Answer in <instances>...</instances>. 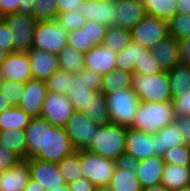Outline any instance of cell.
Masks as SVG:
<instances>
[{
    "instance_id": "681fc988",
    "label": "cell",
    "mask_w": 190,
    "mask_h": 191,
    "mask_svg": "<svg viewBox=\"0 0 190 191\" xmlns=\"http://www.w3.org/2000/svg\"><path fill=\"white\" fill-rule=\"evenodd\" d=\"M21 159L0 144V172L14 167Z\"/></svg>"
},
{
    "instance_id": "db71d44e",
    "label": "cell",
    "mask_w": 190,
    "mask_h": 191,
    "mask_svg": "<svg viewBox=\"0 0 190 191\" xmlns=\"http://www.w3.org/2000/svg\"><path fill=\"white\" fill-rule=\"evenodd\" d=\"M70 191H96L97 187L87 178L82 177L68 184Z\"/></svg>"
},
{
    "instance_id": "3957f363",
    "label": "cell",
    "mask_w": 190,
    "mask_h": 191,
    "mask_svg": "<svg viewBox=\"0 0 190 191\" xmlns=\"http://www.w3.org/2000/svg\"><path fill=\"white\" fill-rule=\"evenodd\" d=\"M127 127L109 123L95 125L93 144L88 149L90 152L116 160L126 149Z\"/></svg>"
},
{
    "instance_id": "91938a15",
    "label": "cell",
    "mask_w": 190,
    "mask_h": 191,
    "mask_svg": "<svg viewBox=\"0 0 190 191\" xmlns=\"http://www.w3.org/2000/svg\"><path fill=\"white\" fill-rule=\"evenodd\" d=\"M143 191H169L165 186L162 184L156 185V186H151L143 189Z\"/></svg>"
},
{
    "instance_id": "44dd1931",
    "label": "cell",
    "mask_w": 190,
    "mask_h": 191,
    "mask_svg": "<svg viewBox=\"0 0 190 191\" xmlns=\"http://www.w3.org/2000/svg\"><path fill=\"white\" fill-rule=\"evenodd\" d=\"M117 6V26L132 29L146 15L142 0H115Z\"/></svg>"
},
{
    "instance_id": "7bdbcfd3",
    "label": "cell",
    "mask_w": 190,
    "mask_h": 191,
    "mask_svg": "<svg viewBox=\"0 0 190 191\" xmlns=\"http://www.w3.org/2000/svg\"><path fill=\"white\" fill-rule=\"evenodd\" d=\"M163 71L164 70L162 66L151 54L150 50H148L145 54H143L139 63H136L134 68V73L146 74V75L158 74Z\"/></svg>"
},
{
    "instance_id": "60d3db41",
    "label": "cell",
    "mask_w": 190,
    "mask_h": 191,
    "mask_svg": "<svg viewBox=\"0 0 190 191\" xmlns=\"http://www.w3.org/2000/svg\"><path fill=\"white\" fill-rule=\"evenodd\" d=\"M165 163L175 165H190V147L186 144L172 147L162 156Z\"/></svg>"
},
{
    "instance_id": "7a4b0ae2",
    "label": "cell",
    "mask_w": 190,
    "mask_h": 191,
    "mask_svg": "<svg viewBox=\"0 0 190 191\" xmlns=\"http://www.w3.org/2000/svg\"><path fill=\"white\" fill-rule=\"evenodd\" d=\"M176 121L174 105L167 102H140L130 127L155 135L165 126Z\"/></svg>"
},
{
    "instance_id": "9c48e42d",
    "label": "cell",
    "mask_w": 190,
    "mask_h": 191,
    "mask_svg": "<svg viewBox=\"0 0 190 191\" xmlns=\"http://www.w3.org/2000/svg\"><path fill=\"white\" fill-rule=\"evenodd\" d=\"M4 20L13 32L15 52L27 53L33 47V36L38 20L22 13L5 15Z\"/></svg>"
},
{
    "instance_id": "1f68e13d",
    "label": "cell",
    "mask_w": 190,
    "mask_h": 191,
    "mask_svg": "<svg viewBox=\"0 0 190 191\" xmlns=\"http://www.w3.org/2000/svg\"><path fill=\"white\" fill-rule=\"evenodd\" d=\"M147 15L169 21L178 14L177 0H142Z\"/></svg>"
},
{
    "instance_id": "5b68a950",
    "label": "cell",
    "mask_w": 190,
    "mask_h": 191,
    "mask_svg": "<svg viewBox=\"0 0 190 191\" xmlns=\"http://www.w3.org/2000/svg\"><path fill=\"white\" fill-rule=\"evenodd\" d=\"M132 90L138 94L140 102L173 100L167 71L152 75L133 73Z\"/></svg>"
},
{
    "instance_id": "816d5d0a",
    "label": "cell",
    "mask_w": 190,
    "mask_h": 191,
    "mask_svg": "<svg viewBox=\"0 0 190 191\" xmlns=\"http://www.w3.org/2000/svg\"><path fill=\"white\" fill-rule=\"evenodd\" d=\"M179 46L180 63L190 66V36L177 40Z\"/></svg>"
},
{
    "instance_id": "c3c4849f",
    "label": "cell",
    "mask_w": 190,
    "mask_h": 191,
    "mask_svg": "<svg viewBox=\"0 0 190 191\" xmlns=\"http://www.w3.org/2000/svg\"><path fill=\"white\" fill-rule=\"evenodd\" d=\"M13 37V32L7 22L5 20L0 22V46L8 53L15 52Z\"/></svg>"
},
{
    "instance_id": "5bb4252c",
    "label": "cell",
    "mask_w": 190,
    "mask_h": 191,
    "mask_svg": "<svg viewBox=\"0 0 190 191\" xmlns=\"http://www.w3.org/2000/svg\"><path fill=\"white\" fill-rule=\"evenodd\" d=\"M47 93L46 81L29 80L25 83L24 95L17 106L22 108L32 118L40 117Z\"/></svg>"
},
{
    "instance_id": "f6af8a7d",
    "label": "cell",
    "mask_w": 190,
    "mask_h": 191,
    "mask_svg": "<svg viewBox=\"0 0 190 191\" xmlns=\"http://www.w3.org/2000/svg\"><path fill=\"white\" fill-rule=\"evenodd\" d=\"M89 36V43H91V49L97 45H103L106 35L107 27L103 24L88 20V22L82 27Z\"/></svg>"
},
{
    "instance_id": "f5cc1de1",
    "label": "cell",
    "mask_w": 190,
    "mask_h": 191,
    "mask_svg": "<svg viewBox=\"0 0 190 191\" xmlns=\"http://www.w3.org/2000/svg\"><path fill=\"white\" fill-rule=\"evenodd\" d=\"M85 0H57L58 3V14L65 12H75V10H80L82 3Z\"/></svg>"
},
{
    "instance_id": "484cf974",
    "label": "cell",
    "mask_w": 190,
    "mask_h": 191,
    "mask_svg": "<svg viewBox=\"0 0 190 191\" xmlns=\"http://www.w3.org/2000/svg\"><path fill=\"white\" fill-rule=\"evenodd\" d=\"M0 144L13 152L21 160L27 159V140L24 129L0 130Z\"/></svg>"
},
{
    "instance_id": "2e32d148",
    "label": "cell",
    "mask_w": 190,
    "mask_h": 191,
    "mask_svg": "<svg viewBox=\"0 0 190 191\" xmlns=\"http://www.w3.org/2000/svg\"><path fill=\"white\" fill-rule=\"evenodd\" d=\"M155 135L127 127L125 152L131 154L137 160H145L156 155Z\"/></svg>"
},
{
    "instance_id": "7dc6e473",
    "label": "cell",
    "mask_w": 190,
    "mask_h": 191,
    "mask_svg": "<svg viewBox=\"0 0 190 191\" xmlns=\"http://www.w3.org/2000/svg\"><path fill=\"white\" fill-rule=\"evenodd\" d=\"M176 118H190V89L173 100Z\"/></svg>"
},
{
    "instance_id": "d4e9b609",
    "label": "cell",
    "mask_w": 190,
    "mask_h": 191,
    "mask_svg": "<svg viewBox=\"0 0 190 191\" xmlns=\"http://www.w3.org/2000/svg\"><path fill=\"white\" fill-rule=\"evenodd\" d=\"M180 132L176 121L159 130L155 134L156 155L163 156L166 150L184 145L185 141Z\"/></svg>"
},
{
    "instance_id": "e7e4bbea",
    "label": "cell",
    "mask_w": 190,
    "mask_h": 191,
    "mask_svg": "<svg viewBox=\"0 0 190 191\" xmlns=\"http://www.w3.org/2000/svg\"><path fill=\"white\" fill-rule=\"evenodd\" d=\"M96 191H112L109 187H98Z\"/></svg>"
},
{
    "instance_id": "8992f818",
    "label": "cell",
    "mask_w": 190,
    "mask_h": 191,
    "mask_svg": "<svg viewBox=\"0 0 190 191\" xmlns=\"http://www.w3.org/2000/svg\"><path fill=\"white\" fill-rule=\"evenodd\" d=\"M111 123L130 127L138 110L140 99L132 87L119 90L106 96Z\"/></svg>"
},
{
    "instance_id": "003e7915",
    "label": "cell",
    "mask_w": 190,
    "mask_h": 191,
    "mask_svg": "<svg viewBox=\"0 0 190 191\" xmlns=\"http://www.w3.org/2000/svg\"><path fill=\"white\" fill-rule=\"evenodd\" d=\"M87 1H95V2H107V1H110V0H87Z\"/></svg>"
},
{
    "instance_id": "f35d334b",
    "label": "cell",
    "mask_w": 190,
    "mask_h": 191,
    "mask_svg": "<svg viewBox=\"0 0 190 191\" xmlns=\"http://www.w3.org/2000/svg\"><path fill=\"white\" fill-rule=\"evenodd\" d=\"M57 6V0H36L33 17L38 21L56 20Z\"/></svg>"
},
{
    "instance_id": "ac0fdd59",
    "label": "cell",
    "mask_w": 190,
    "mask_h": 191,
    "mask_svg": "<svg viewBox=\"0 0 190 191\" xmlns=\"http://www.w3.org/2000/svg\"><path fill=\"white\" fill-rule=\"evenodd\" d=\"M88 20L97 21L106 27L117 26L115 0L95 2L85 0L79 10Z\"/></svg>"
},
{
    "instance_id": "7402d4cb",
    "label": "cell",
    "mask_w": 190,
    "mask_h": 191,
    "mask_svg": "<svg viewBox=\"0 0 190 191\" xmlns=\"http://www.w3.org/2000/svg\"><path fill=\"white\" fill-rule=\"evenodd\" d=\"M165 164L163 157L158 155L139 161L135 173L143 189L161 184Z\"/></svg>"
},
{
    "instance_id": "6125c7cd",
    "label": "cell",
    "mask_w": 190,
    "mask_h": 191,
    "mask_svg": "<svg viewBox=\"0 0 190 191\" xmlns=\"http://www.w3.org/2000/svg\"><path fill=\"white\" fill-rule=\"evenodd\" d=\"M50 191H70L68 184H65L63 186H60L56 189L50 190Z\"/></svg>"
},
{
    "instance_id": "03108f58",
    "label": "cell",
    "mask_w": 190,
    "mask_h": 191,
    "mask_svg": "<svg viewBox=\"0 0 190 191\" xmlns=\"http://www.w3.org/2000/svg\"><path fill=\"white\" fill-rule=\"evenodd\" d=\"M5 18V15L2 13L1 8H0V22H3Z\"/></svg>"
},
{
    "instance_id": "83f0119b",
    "label": "cell",
    "mask_w": 190,
    "mask_h": 191,
    "mask_svg": "<svg viewBox=\"0 0 190 191\" xmlns=\"http://www.w3.org/2000/svg\"><path fill=\"white\" fill-rule=\"evenodd\" d=\"M133 73L116 68L103 75L101 92L108 94L132 87Z\"/></svg>"
},
{
    "instance_id": "d6986e66",
    "label": "cell",
    "mask_w": 190,
    "mask_h": 191,
    "mask_svg": "<svg viewBox=\"0 0 190 191\" xmlns=\"http://www.w3.org/2000/svg\"><path fill=\"white\" fill-rule=\"evenodd\" d=\"M31 179L29 158L0 172V191H24Z\"/></svg>"
},
{
    "instance_id": "603a6c76",
    "label": "cell",
    "mask_w": 190,
    "mask_h": 191,
    "mask_svg": "<svg viewBox=\"0 0 190 191\" xmlns=\"http://www.w3.org/2000/svg\"><path fill=\"white\" fill-rule=\"evenodd\" d=\"M164 71L180 64L179 46L176 39L168 35L149 49Z\"/></svg>"
},
{
    "instance_id": "74e56055",
    "label": "cell",
    "mask_w": 190,
    "mask_h": 191,
    "mask_svg": "<svg viewBox=\"0 0 190 191\" xmlns=\"http://www.w3.org/2000/svg\"><path fill=\"white\" fill-rule=\"evenodd\" d=\"M36 0H0V8L4 15L22 13L33 16Z\"/></svg>"
},
{
    "instance_id": "ee69618b",
    "label": "cell",
    "mask_w": 190,
    "mask_h": 191,
    "mask_svg": "<svg viewBox=\"0 0 190 191\" xmlns=\"http://www.w3.org/2000/svg\"><path fill=\"white\" fill-rule=\"evenodd\" d=\"M67 44L83 54L91 49L89 36L83 28L67 32Z\"/></svg>"
},
{
    "instance_id": "4fadbf2b",
    "label": "cell",
    "mask_w": 190,
    "mask_h": 191,
    "mask_svg": "<svg viewBox=\"0 0 190 191\" xmlns=\"http://www.w3.org/2000/svg\"><path fill=\"white\" fill-rule=\"evenodd\" d=\"M29 167L31 179L39 182L45 191H50L67 184L61 174L58 163L29 158Z\"/></svg>"
},
{
    "instance_id": "94428289",
    "label": "cell",
    "mask_w": 190,
    "mask_h": 191,
    "mask_svg": "<svg viewBox=\"0 0 190 191\" xmlns=\"http://www.w3.org/2000/svg\"><path fill=\"white\" fill-rule=\"evenodd\" d=\"M8 54L9 53L2 49V47L0 46V64L7 58Z\"/></svg>"
},
{
    "instance_id": "30bf717a",
    "label": "cell",
    "mask_w": 190,
    "mask_h": 191,
    "mask_svg": "<svg viewBox=\"0 0 190 191\" xmlns=\"http://www.w3.org/2000/svg\"><path fill=\"white\" fill-rule=\"evenodd\" d=\"M130 31L133 42L150 49L169 35L168 21L146 15Z\"/></svg>"
},
{
    "instance_id": "f907efd6",
    "label": "cell",
    "mask_w": 190,
    "mask_h": 191,
    "mask_svg": "<svg viewBox=\"0 0 190 191\" xmlns=\"http://www.w3.org/2000/svg\"><path fill=\"white\" fill-rule=\"evenodd\" d=\"M115 166L116 168L136 172V169L139 167V160H137L131 154L124 152L115 160Z\"/></svg>"
},
{
    "instance_id": "ab89813d",
    "label": "cell",
    "mask_w": 190,
    "mask_h": 191,
    "mask_svg": "<svg viewBox=\"0 0 190 191\" xmlns=\"http://www.w3.org/2000/svg\"><path fill=\"white\" fill-rule=\"evenodd\" d=\"M73 73L64 71L62 69L54 72L51 77L46 81L48 91L53 93H68L69 81H71V75Z\"/></svg>"
},
{
    "instance_id": "d6a6232c",
    "label": "cell",
    "mask_w": 190,
    "mask_h": 191,
    "mask_svg": "<svg viewBox=\"0 0 190 191\" xmlns=\"http://www.w3.org/2000/svg\"><path fill=\"white\" fill-rule=\"evenodd\" d=\"M60 69L70 72L79 73L85 68L84 55L75 48L67 44L58 54Z\"/></svg>"
},
{
    "instance_id": "7c38bea8",
    "label": "cell",
    "mask_w": 190,
    "mask_h": 191,
    "mask_svg": "<svg viewBox=\"0 0 190 191\" xmlns=\"http://www.w3.org/2000/svg\"><path fill=\"white\" fill-rule=\"evenodd\" d=\"M74 111L73 103L66 94L48 91L40 117L46 119L53 126L65 127Z\"/></svg>"
},
{
    "instance_id": "8d00e7d4",
    "label": "cell",
    "mask_w": 190,
    "mask_h": 191,
    "mask_svg": "<svg viewBox=\"0 0 190 191\" xmlns=\"http://www.w3.org/2000/svg\"><path fill=\"white\" fill-rule=\"evenodd\" d=\"M168 33L174 39L190 36V14H176L168 21Z\"/></svg>"
},
{
    "instance_id": "9a60e30c",
    "label": "cell",
    "mask_w": 190,
    "mask_h": 191,
    "mask_svg": "<svg viewBox=\"0 0 190 191\" xmlns=\"http://www.w3.org/2000/svg\"><path fill=\"white\" fill-rule=\"evenodd\" d=\"M0 68L6 82L26 83L33 79L27 53H9L7 58L0 64Z\"/></svg>"
},
{
    "instance_id": "52a82bcc",
    "label": "cell",
    "mask_w": 190,
    "mask_h": 191,
    "mask_svg": "<svg viewBox=\"0 0 190 191\" xmlns=\"http://www.w3.org/2000/svg\"><path fill=\"white\" fill-rule=\"evenodd\" d=\"M81 164L83 177L91 181L97 188L109 186L116 169L114 160L89 150H81Z\"/></svg>"
},
{
    "instance_id": "b9f144b4",
    "label": "cell",
    "mask_w": 190,
    "mask_h": 191,
    "mask_svg": "<svg viewBox=\"0 0 190 191\" xmlns=\"http://www.w3.org/2000/svg\"><path fill=\"white\" fill-rule=\"evenodd\" d=\"M56 21L64 26L67 32H70L82 28L88 22V19L78 10H75V12L59 13Z\"/></svg>"
},
{
    "instance_id": "4dcf8cb0",
    "label": "cell",
    "mask_w": 190,
    "mask_h": 191,
    "mask_svg": "<svg viewBox=\"0 0 190 191\" xmlns=\"http://www.w3.org/2000/svg\"><path fill=\"white\" fill-rule=\"evenodd\" d=\"M96 125L102 126L111 123L106 95L101 91H96L91 95L89 111H83Z\"/></svg>"
},
{
    "instance_id": "277c9868",
    "label": "cell",
    "mask_w": 190,
    "mask_h": 191,
    "mask_svg": "<svg viewBox=\"0 0 190 191\" xmlns=\"http://www.w3.org/2000/svg\"><path fill=\"white\" fill-rule=\"evenodd\" d=\"M103 75L83 68L79 73L71 75L67 97L76 111H89L91 95L101 91Z\"/></svg>"
},
{
    "instance_id": "ba28073f",
    "label": "cell",
    "mask_w": 190,
    "mask_h": 191,
    "mask_svg": "<svg viewBox=\"0 0 190 191\" xmlns=\"http://www.w3.org/2000/svg\"><path fill=\"white\" fill-rule=\"evenodd\" d=\"M67 45V30L56 20L38 21L33 36V48L58 54Z\"/></svg>"
},
{
    "instance_id": "e575fe53",
    "label": "cell",
    "mask_w": 190,
    "mask_h": 191,
    "mask_svg": "<svg viewBox=\"0 0 190 191\" xmlns=\"http://www.w3.org/2000/svg\"><path fill=\"white\" fill-rule=\"evenodd\" d=\"M65 182L70 184L82 178L81 150H75L58 163Z\"/></svg>"
},
{
    "instance_id": "bcb514c9",
    "label": "cell",
    "mask_w": 190,
    "mask_h": 191,
    "mask_svg": "<svg viewBox=\"0 0 190 191\" xmlns=\"http://www.w3.org/2000/svg\"><path fill=\"white\" fill-rule=\"evenodd\" d=\"M25 83L21 82H6L1 88L2 94L9 100L12 106H17L24 95Z\"/></svg>"
},
{
    "instance_id": "cb8c5ba5",
    "label": "cell",
    "mask_w": 190,
    "mask_h": 191,
    "mask_svg": "<svg viewBox=\"0 0 190 191\" xmlns=\"http://www.w3.org/2000/svg\"><path fill=\"white\" fill-rule=\"evenodd\" d=\"M161 184L169 191L190 187V165L165 164Z\"/></svg>"
},
{
    "instance_id": "a7ac6f4b",
    "label": "cell",
    "mask_w": 190,
    "mask_h": 191,
    "mask_svg": "<svg viewBox=\"0 0 190 191\" xmlns=\"http://www.w3.org/2000/svg\"><path fill=\"white\" fill-rule=\"evenodd\" d=\"M177 191H190V187L183 188V189H181V190H177Z\"/></svg>"
},
{
    "instance_id": "e0dca14e",
    "label": "cell",
    "mask_w": 190,
    "mask_h": 191,
    "mask_svg": "<svg viewBox=\"0 0 190 191\" xmlns=\"http://www.w3.org/2000/svg\"><path fill=\"white\" fill-rule=\"evenodd\" d=\"M33 79L47 81L51 75L60 69L57 54L31 48L28 52Z\"/></svg>"
},
{
    "instance_id": "9f6ffc18",
    "label": "cell",
    "mask_w": 190,
    "mask_h": 191,
    "mask_svg": "<svg viewBox=\"0 0 190 191\" xmlns=\"http://www.w3.org/2000/svg\"><path fill=\"white\" fill-rule=\"evenodd\" d=\"M178 14H190V0H177Z\"/></svg>"
},
{
    "instance_id": "4316f807",
    "label": "cell",
    "mask_w": 190,
    "mask_h": 191,
    "mask_svg": "<svg viewBox=\"0 0 190 191\" xmlns=\"http://www.w3.org/2000/svg\"><path fill=\"white\" fill-rule=\"evenodd\" d=\"M148 50V48L131 40L125 48L117 52L116 67L134 73L135 64L139 63L143 54Z\"/></svg>"
},
{
    "instance_id": "ffe728a7",
    "label": "cell",
    "mask_w": 190,
    "mask_h": 191,
    "mask_svg": "<svg viewBox=\"0 0 190 191\" xmlns=\"http://www.w3.org/2000/svg\"><path fill=\"white\" fill-rule=\"evenodd\" d=\"M117 53L104 45H97L84 55L85 68L101 75L114 71Z\"/></svg>"
},
{
    "instance_id": "11a10c76",
    "label": "cell",
    "mask_w": 190,
    "mask_h": 191,
    "mask_svg": "<svg viewBox=\"0 0 190 191\" xmlns=\"http://www.w3.org/2000/svg\"><path fill=\"white\" fill-rule=\"evenodd\" d=\"M176 123L180 128L185 144L190 147V118H176Z\"/></svg>"
},
{
    "instance_id": "6da1fadb",
    "label": "cell",
    "mask_w": 190,
    "mask_h": 191,
    "mask_svg": "<svg viewBox=\"0 0 190 191\" xmlns=\"http://www.w3.org/2000/svg\"><path fill=\"white\" fill-rule=\"evenodd\" d=\"M24 131L27 140V159L36 158L60 163L76 150L64 127L53 126L41 117L31 118Z\"/></svg>"
},
{
    "instance_id": "680465c9",
    "label": "cell",
    "mask_w": 190,
    "mask_h": 191,
    "mask_svg": "<svg viewBox=\"0 0 190 191\" xmlns=\"http://www.w3.org/2000/svg\"><path fill=\"white\" fill-rule=\"evenodd\" d=\"M12 104L9 102V100H7V98L4 96V94H2V92L0 91V114L9 109L12 108Z\"/></svg>"
},
{
    "instance_id": "d590c367",
    "label": "cell",
    "mask_w": 190,
    "mask_h": 191,
    "mask_svg": "<svg viewBox=\"0 0 190 191\" xmlns=\"http://www.w3.org/2000/svg\"><path fill=\"white\" fill-rule=\"evenodd\" d=\"M131 41V31L119 26L107 27L103 45L116 53Z\"/></svg>"
},
{
    "instance_id": "8fae6325",
    "label": "cell",
    "mask_w": 190,
    "mask_h": 191,
    "mask_svg": "<svg viewBox=\"0 0 190 191\" xmlns=\"http://www.w3.org/2000/svg\"><path fill=\"white\" fill-rule=\"evenodd\" d=\"M95 125L83 111H74L64 128L76 150H88L91 147Z\"/></svg>"
},
{
    "instance_id": "f546056e",
    "label": "cell",
    "mask_w": 190,
    "mask_h": 191,
    "mask_svg": "<svg viewBox=\"0 0 190 191\" xmlns=\"http://www.w3.org/2000/svg\"><path fill=\"white\" fill-rule=\"evenodd\" d=\"M112 191H143L136 173L116 168L108 186Z\"/></svg>"
},
{
    "instance_id": "f1b7e54d",
    "label": "cell",
    "mask_w": 190,
    "mask_h": 191,
    "mask_svg": "<svg viewBox=\"0 0 190 191\" xmlns=\"http://www.w3.org/2000/svg\"><path fill=\"white\" fill-rule=\"evenodd\" d=\"M169 88L174 99L190 89V66L179 64L167 71Z\"/></svg>"
},
{
    "instance_id": "836d02e7",
    "label": "cell",
    "mask_w": 190,
    "mask_h": 191,
    "mask_svg": "<svg viewBox=\"0 0 190 191\" xmlns=\"http://www.w3.org/2000/svg\"><path fill=\"white\" fill-rule=\"evenodd\" d=\"M31 118L22 108L13 106L0 114V130L25 129Z\"/></svg>"
},
{
    "instance_id": "be15d7a7",
    "label": "cell",
    "mask_w": 190,
    "mask_h": 191,
    "mask_svg": "<svg viewBox=\"0 0 190 191\" xmlns=\"http://www.w3.org/2000/svg\"><path fill=\"white\" fill-rule=\"evenodd\" d=\"M4 83H5V79H4L3 73L0 68V90L3 87Z\"/></svg>"
},
{
    "instance_id": "6f0895ef",
    "label": "cell",
    "mask_w": 190,
    "mask_h": 191,
    "mask_svg": "<svg viewBox=\"0 0 190 191\" xmlns=\"http://www.w3.org/2000/svg\"><path fill=\"white\" fill-rule=\"evenodd\" d=\"M24 191H45V189L39 182L30 179L29 184L24 189Z\"/></svg>"
}]
</instances>
